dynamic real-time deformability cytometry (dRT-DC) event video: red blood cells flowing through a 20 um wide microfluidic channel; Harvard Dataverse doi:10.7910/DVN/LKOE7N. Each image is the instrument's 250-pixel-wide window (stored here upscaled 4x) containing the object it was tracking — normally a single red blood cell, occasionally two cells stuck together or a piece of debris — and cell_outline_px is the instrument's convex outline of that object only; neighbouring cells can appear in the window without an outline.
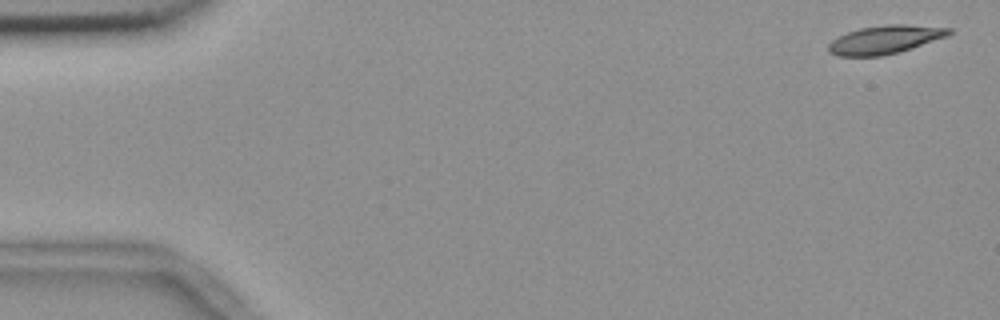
{"species": "common noctule bat (a hibernating species)", "species_latin": "Nyctalus noctula", "temperature_condition": "room temperature", "stored_images_in_passage": 5, "camera_frame_rate_fps": 3000, "um_per_image_px": 0.085, "animal": {"sex": "female", "body_mass_g": 18.4}, "frame": {"image": 1, "passage_image": 1, "time_ms": 0.0, "image_size_px": [1000, 320], "cell_outline_px": [[952, 32], [948, 36], [900, 52], [884, 56], [840, 56], [828, 52], [828, 44], [832, 40], [848, 32], [860, 28], [888, 24], [904, 24], [952, 28]], "centroid_in_image_um": [75.24, 3.37], "position_along_channel_um": 9.8, "area_um2": 19.94}}